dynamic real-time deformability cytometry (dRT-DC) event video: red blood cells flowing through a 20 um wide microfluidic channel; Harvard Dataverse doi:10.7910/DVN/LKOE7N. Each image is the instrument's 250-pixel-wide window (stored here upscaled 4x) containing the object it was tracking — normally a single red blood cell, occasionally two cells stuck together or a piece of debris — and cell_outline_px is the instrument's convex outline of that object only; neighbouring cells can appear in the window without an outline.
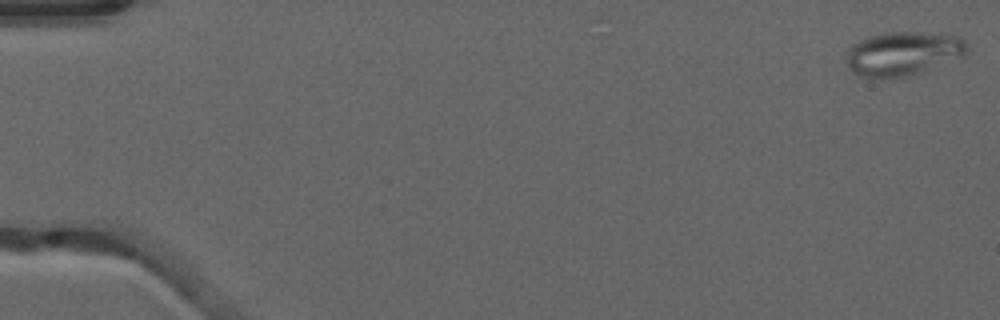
{"species": "common noctule bat (a hibernating species)", "species_latin": "Nyctalus noctula", "temperature_condition": "warm", "stored_images_in_passage": 52, "segment_of_instrument_passage": [1, 2], "camera_frame_rate_fps": 3000, "um_per_image_px": 0.085, "animal": {"sex": "male", "forearm_length_mm": 52.5}, "frame": {"image": 1, "passage_image": 1, "time_ms": 0.0, "image_size_px": [1000, 320], "cell_outline_px": [[968, 52], [964, 60], [908, 76], [864, 76], [852, 72], [848, 68], [848, 48], [852, 44], [868, 36], [888, 32], [916, 32], [960, 36], [968, 44]], "centroid_in_image_um": [76.89, 4.54], "position_along_channel_um": 8.1, "area_um2": 31.27}}